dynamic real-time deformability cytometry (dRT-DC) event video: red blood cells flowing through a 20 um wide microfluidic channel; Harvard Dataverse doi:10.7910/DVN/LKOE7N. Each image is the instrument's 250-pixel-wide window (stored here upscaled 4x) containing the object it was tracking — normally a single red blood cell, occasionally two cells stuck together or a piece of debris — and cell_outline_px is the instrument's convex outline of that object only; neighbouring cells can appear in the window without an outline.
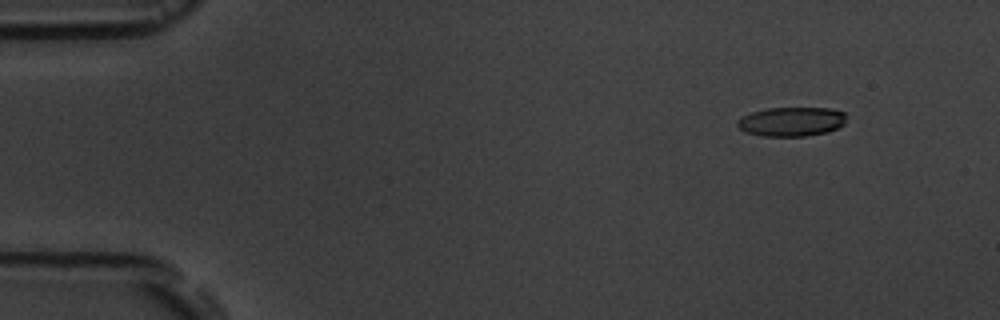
{"species": "common noctule bat (a hibernating species)", "species_latin": "Nyctalus noctula", "temperature_condition": "room temperature", "stored_images_in_passage": 4, "segment_of_instrument_passage": [2, 2], "camera_frame_rate_fps": 3000, "um_per_image_px": 0.085, "animal": {"sex": "male", "body_mass_g": 19.5, "forearm_length_mm": 54.6}, "frame": {"image": 1, "passage_image": 4, "time_ms": 4.333, "image_size_px": [1000, 320], "cell_outline_px": [[844, 124], [828, 132], [808, 136], [760, 136], [748, 132], [740, 128], [736, 124], [736, 120], [752, 112], [768, 108], [832, 108], [844, 112]], "centroid_in_image_um": [67.28, 10.34], "position_along_channel_um": 17.7, "area_um2": 18.5}}